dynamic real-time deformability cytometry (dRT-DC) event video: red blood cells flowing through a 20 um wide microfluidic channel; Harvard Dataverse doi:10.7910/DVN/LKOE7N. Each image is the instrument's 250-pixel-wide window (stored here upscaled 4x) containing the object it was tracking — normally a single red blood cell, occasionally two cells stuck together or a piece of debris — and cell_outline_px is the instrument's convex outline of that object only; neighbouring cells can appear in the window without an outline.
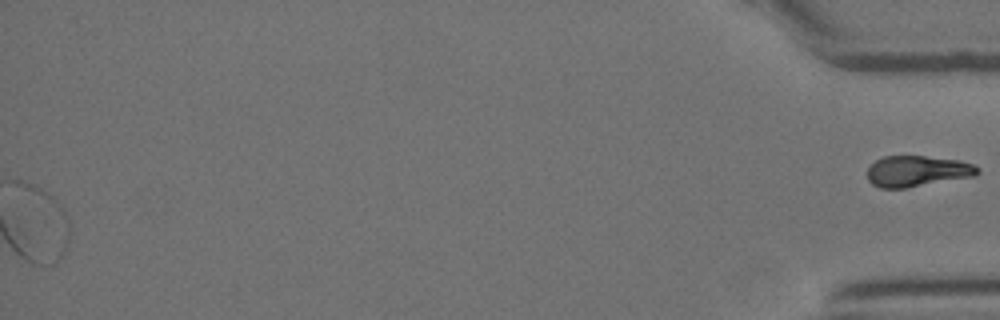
{"species": "Egyptian fruit bat (a non-hibernating species)", "species_latin": "Rousettus aegyptiacus", "temperature_condition": "room temperature", "stored_images_in_passage": 42, "segment_of_instrument_passage": [2, 2], "camera_frame_rate_fps": 3000, "um_per_image_px": 0.085, "animal": {"sex": "female"}, "frame": {"image": 1, "passage_image": 42, "time_ms": 13.667, "image_size_px": [1000, 320], "cell_outline_px": [[980, 172], [976, 176], [904, 188], [880, 188], [872, 184], [868, 180], [868, 168], [876, 160], [884, 156], [924, 156], [960, 160], [972, 164], [980, 168]], "centroid_in_image_um": [77.99, 14.55], "position_along_channel_um": 357.2, "area_um2": 19.88}}